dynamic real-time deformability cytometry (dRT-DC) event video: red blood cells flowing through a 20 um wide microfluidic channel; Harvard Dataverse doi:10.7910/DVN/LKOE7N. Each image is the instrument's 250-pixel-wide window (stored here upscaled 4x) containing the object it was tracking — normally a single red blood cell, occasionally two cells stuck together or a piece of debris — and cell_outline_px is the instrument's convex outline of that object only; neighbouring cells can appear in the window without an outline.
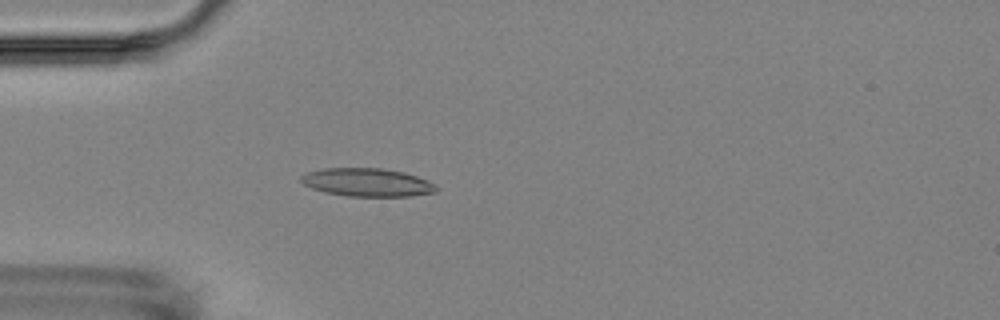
{"species": "Egyptian fruit bat (a non-hibernating species)", "species_latin": "Rousettus aegyptiacus", "temperature_condition": "room temperature", "stored_images_in_passage": 3, "camera_frame_rate_fps": 3000, "um_per_image_px": 0.085, "animal": {"sex": "female"}, "frame": {"image": 1, "passage_image": 3, "time_ms": 3.333, "image_size_px": [1000, 320], "cell_outline_px": [[440, 188], [436, 192], [408, 196], [348, 196], [324, 192], [312, 188], [304, 184], [300, 180], [300, 176], [308, 172], [324, 168], [380, 168], [404, 172], [416, 176], [436, 184]], "centroid_in_image_um": [31.22, 15.5], "position_along_channel_um": 53.8, "area_um2": 22.2}}